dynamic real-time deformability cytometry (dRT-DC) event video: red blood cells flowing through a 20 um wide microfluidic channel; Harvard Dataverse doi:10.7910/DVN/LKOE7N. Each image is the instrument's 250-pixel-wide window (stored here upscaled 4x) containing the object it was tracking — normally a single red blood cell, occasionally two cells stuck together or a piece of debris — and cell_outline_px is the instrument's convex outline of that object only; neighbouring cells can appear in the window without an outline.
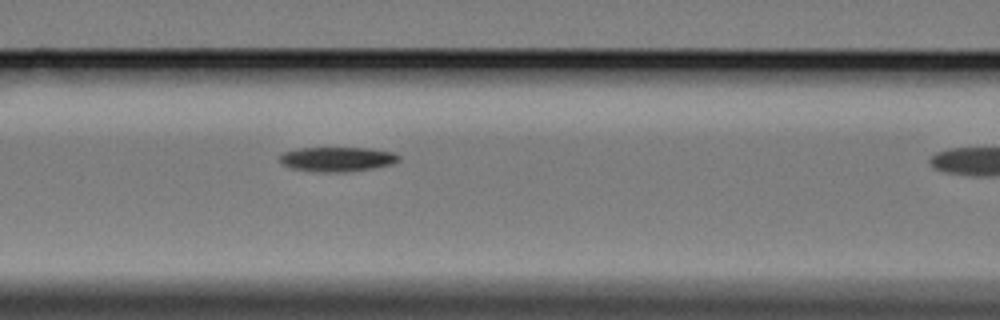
{"species": "Egyptian fruit bat (a non-hibernating species)", "species_latin": "Rousettus aegyptiacus", "temperature_condition": "cold", "stored_images_in_passage": 5, "segment_of_instrument_passage": [1, 2], "camera_frame_rate_fps": 3000, "um_per_image_px": 0.085, "animal": {"sex": "female"}, "frame": {"image": 1, "passage_image": 4, "time_ms": 3.333, "image_size_px": [1000, 320], "cell_outline_px": [[400, 160], [392, 164], [372, 168], [340, 172], [320, 172], [292, 168], [284, 164], [280, 160], [280, 156], [284, 152], [300, 148], [368, 148], [396, 152], [400, 156]], "centroid_in_image_um": [28.72, 13.52], "position_along_channel_um": 137.9, "area_um2": 16.88}}